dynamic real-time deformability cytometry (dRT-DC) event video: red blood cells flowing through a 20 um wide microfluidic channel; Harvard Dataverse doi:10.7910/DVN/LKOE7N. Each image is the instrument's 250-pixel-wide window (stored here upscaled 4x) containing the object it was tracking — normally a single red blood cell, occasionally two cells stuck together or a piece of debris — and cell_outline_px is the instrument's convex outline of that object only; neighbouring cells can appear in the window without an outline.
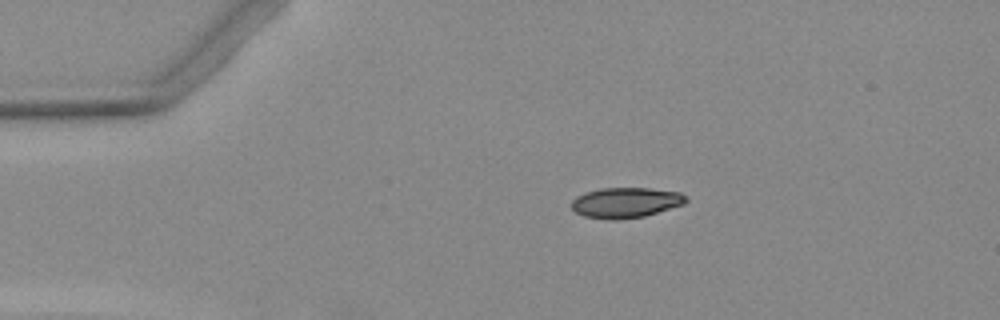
{"species": "Egyptian fruit bat (a non-hibernating species)", "species_latin": "Rousettus aegyptiacus", "temperature_condition": "warm", "stored_images_in_passage": 3, "camera_frame_rate_fps": 3000, "um_per_image_px": 0.085, "animal": {"sex": "female"}, "frame": {"image": 1, "passage_image": 1, "time_ms": 0.0, "image_size_px": [1000, 320], "cell_outline_px": [[688, 200], [684, 204], [644, 216], [616, 220], [608, 220], [584, 216], [576, 212], [572, 208], [572, 200], [576, 196], [600, 188], [648, 188], [680, 192], [688, 196]], "centroid_in_image_um": [53.2, 17.22], "position_along_channel_um": 31.8, "area_um2": 20.23}}
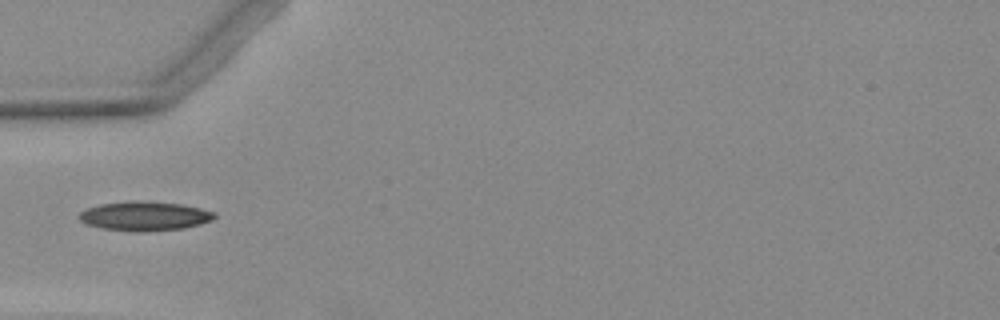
{"frame": {"image": 2, "passage_image": 3, "time_ms": 2.333, "image_size_px": [1000, 320], "cell_outline_px": [[216, 216], [212, 220], [200, 224], [184, 228], [144, 232], [136, 232], [100, 228], [88, 224], [80, 220], [76, 216], [80, 212], [88, 208], [100, 204], [136, 200], [140, 200], [180, 204], [200, 208], [216, 212]], "centroid_in_image_um": [12.29, 18.37], "position_along_channel_um": 72.7, "area_um2": 23.18}}